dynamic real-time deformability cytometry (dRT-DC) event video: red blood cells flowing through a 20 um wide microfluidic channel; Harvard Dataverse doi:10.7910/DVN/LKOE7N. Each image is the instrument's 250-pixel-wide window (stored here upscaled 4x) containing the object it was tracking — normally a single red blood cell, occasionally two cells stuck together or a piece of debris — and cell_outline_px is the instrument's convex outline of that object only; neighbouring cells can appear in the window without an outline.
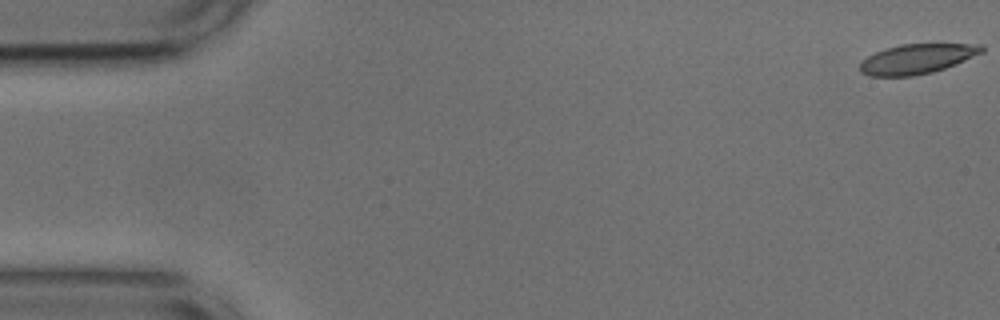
{"species": "common noctule bat (a hibernating species)", "species_latin": "Nyctalus noctula", "temperature_condition": "cold", "stored_images_in_passage": 12, "camera_frame_rate_fps": 3000, "um_per_image_px": 0.085, "animal": {"sex": "male", "body_mass_g": 17.9, "forearm_length_mm": 54.2}, "frame": {"image": 1, "passage_image": 1, "time_ms": 0.0, "image_size_px": [1000, 320], "cell_outline_px": [[984, 52], [956, 64], [932, 72], [912, 76], [872, 76], [860, 72], [860, 64], [868, 56], [884, 48], [900, 44], [984, 44]], "centroid_in_image_um": [77.97, 5.0], "position_along_channel_um": 7.0, "area_um2": 21.1}}
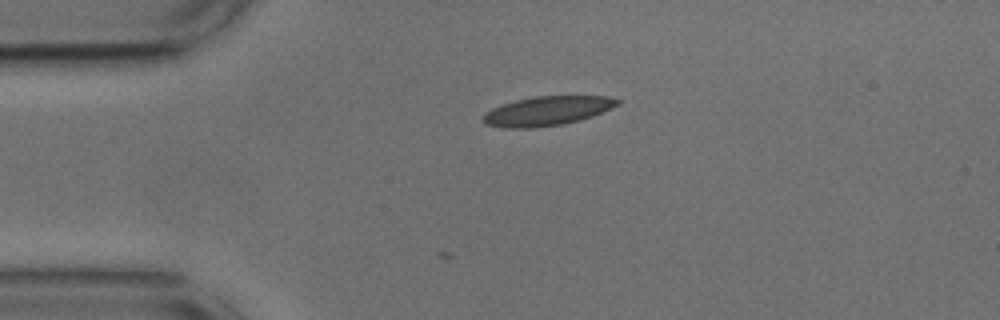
{"frame": {"image": 2, "passage_image": 12, "time_ms": 3.667, "image_size_px": [1000, 320], "cell_outline_px": [[624, 100], [620, 104], [592, 116], [580, 120], [560, 124], [532, 128], [504, 128], [488, 124], [484, 120], [484, 112], [492, 108], [516, 100], [536, 96], [608, 96]], "centroid_in_image_um": [46.56, 9.42], "position_along_channel_um": 38.4, "area_um2": 22.72}}